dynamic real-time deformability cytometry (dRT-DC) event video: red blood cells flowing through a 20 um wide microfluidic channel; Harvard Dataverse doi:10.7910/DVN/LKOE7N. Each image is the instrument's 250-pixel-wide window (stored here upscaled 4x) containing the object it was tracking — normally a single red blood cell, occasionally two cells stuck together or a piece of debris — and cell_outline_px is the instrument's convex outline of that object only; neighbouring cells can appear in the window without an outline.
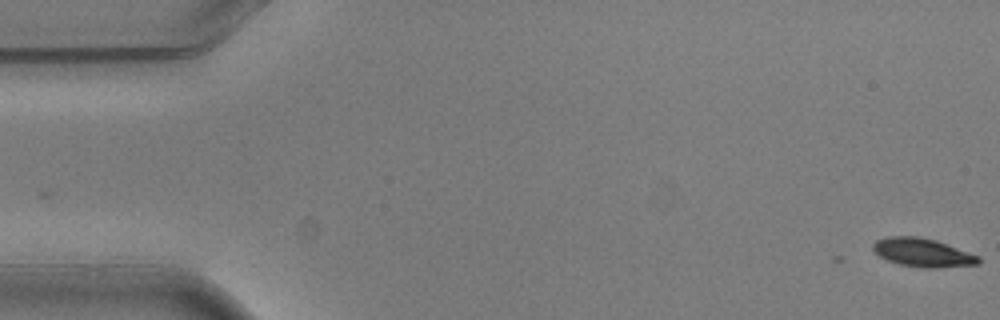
{"species": "common noctule bat (a hibernating species)", "species_latin": "Nyctalus noctula", "temperature_condition": "warm", "stored_images_in_passage": 3, "camera_frame_rate_fps": 3000, "um_per_image_px": 0.085, "animal": {"sex": "male", "body_mass_g": 20.5, "forearm_length_mm": 52.5}, "frame": {"image": 1, "passage_image": 1, "time_ms": 0.0, "image_size_px": [1000, 320], "cell_outline_px": [[980, 264], [936, 268], [924, 268], [900, 264], [888, 260], [880, 256], [872, 248], [872, 244], [876, 240], [888, 236], [916, 236], [936, 240], [980, 256]], "centroid_in_image_um": [78.44, 21.46], "position_along_channel_um": 6.6, "area_um2": 17.51}}